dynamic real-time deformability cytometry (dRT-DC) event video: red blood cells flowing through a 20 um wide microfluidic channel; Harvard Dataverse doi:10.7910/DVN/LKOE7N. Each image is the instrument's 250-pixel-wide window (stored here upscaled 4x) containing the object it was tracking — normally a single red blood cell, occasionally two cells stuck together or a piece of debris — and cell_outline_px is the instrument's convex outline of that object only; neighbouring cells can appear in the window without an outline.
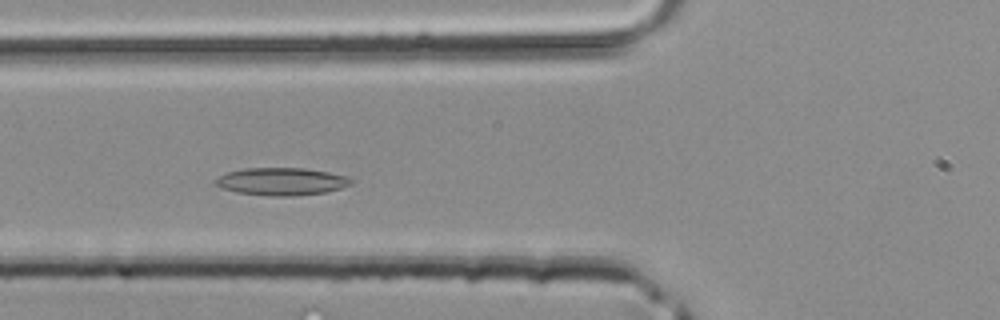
{"species": "common noctule bat (a hibernating species)", "species_latin": "Nyctalus noctula", "temperature_condition": "room temperature", "stored_images_in_passage": 30, "camera_frame_rate_fps": 3000, "um_per_image_px": 0.085, "animal": {"sex": "male", "body_mass_g": 20.4}, "frame": {"image": 1, "passage_image": 3, "time_ms": 0.667, "image_size_px": [1000, 320], "cell_outline_px": [[352, 184], [328, 192], [296, 196], [272, 196], [236, 192], [220, 188], [216, 184], [216, 180], [224, 172], [244, 168], [304, 168], [328, 172], [348, 176], [352, 180]], "centroid_in_image_um": [23.94, 15.43], "position_along_channel_um": 101.9, "area_um2": 21.91}}
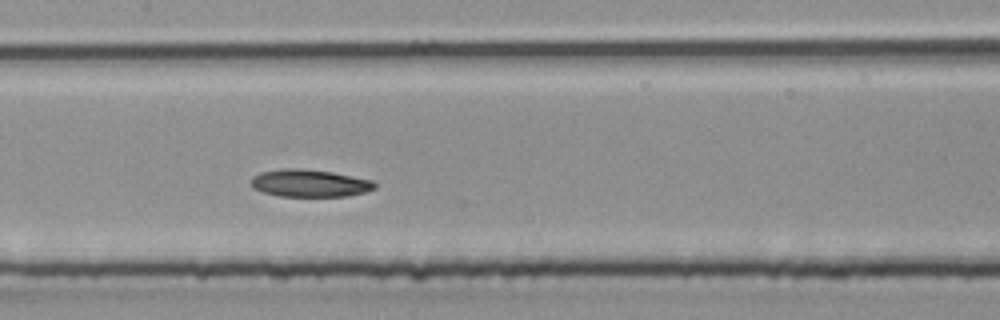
{"frame": {"image": 2, "passage_image": 8, "time_ms": 2.333, "image_size_px": [1000, 320], "cell_outline_px": [[376, 188], [364, 192], [348, 196], [276, 196], [264, 192], [256, 188], [252, 184], [252, 176], [260, 172], [284, 168], [296, 168], [332, 172], [372, 180], [376, 184]], "centroid_in_image_um": [26.33, 15.57], "position_along_channel_um": 181.1, "area_um2": 19.59}}
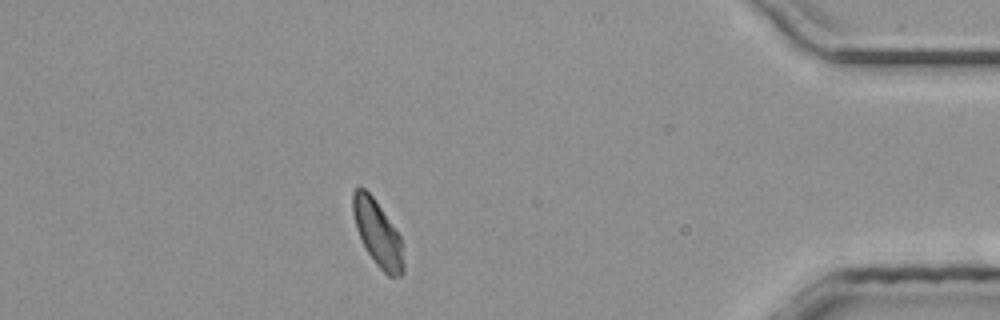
{"frame": {"image": 3, "passage_image": 25, "time_ms": 8.0, "image_size_px": [1000, 320], "cell_outline_px": [[404, 272], [400, 276], [388, 276], [376, 264], [368, 252], [356, 228], [352, 212], [352, 192], [356, 188], [364, 188], [372, 196], [400, 236], [404, 244]], "centroid_in_image_um": [32.12, 19.86], "position_along_channel_um": 403.1, "area_um2": 19.25}}